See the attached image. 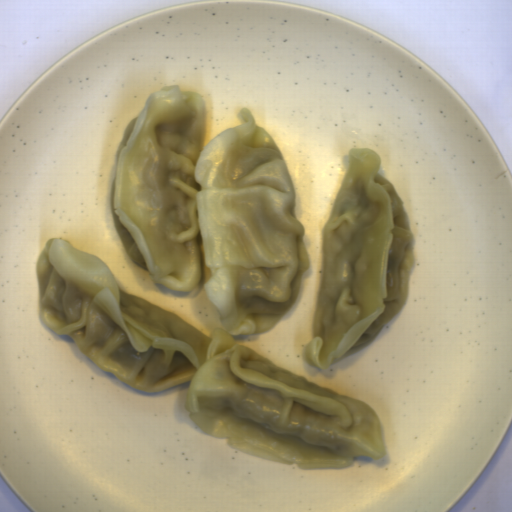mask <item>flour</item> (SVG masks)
<instances>
[{"instance_id": "flour-2", "label": "flour", "mask_w": 512, "mask_h": 512, "mask_svg": "<svg viewBox=\"0 0 512 512\" xmlns=\"http://www.w3.org/2000/svg\"><path fill=\"white\" fill-rule=\"evenodd\" d=\"M348 165L322 231V268L301 357L326 370L370 342L404 309L416 264L410 215L369 147L347 150Z\"/></svg>"}, {"instance_id": "flour-1", "label": "flour", "mask_w": 512, "mask_h": 512, "mask_svg": "<svg viewBox=\"0 0 512 512\" xmlns=\"http://www.w3.org/2000/svg\"><path fill=\"white\" fill-rule=\"evenodd\" d=\"M206 145L201 93L165 85L122 131L109 193L132 263L173 292L202 283L224 329L211 336L174 311L124 292L105 260L49 238L34 271L37 316L105 373L139 391L189 382L184 408L205 434L300 470L387 456L362 400L308 381L234 336L273 329L310 268L285 160L250 109Z\"/></svg>"}]
</instances>
